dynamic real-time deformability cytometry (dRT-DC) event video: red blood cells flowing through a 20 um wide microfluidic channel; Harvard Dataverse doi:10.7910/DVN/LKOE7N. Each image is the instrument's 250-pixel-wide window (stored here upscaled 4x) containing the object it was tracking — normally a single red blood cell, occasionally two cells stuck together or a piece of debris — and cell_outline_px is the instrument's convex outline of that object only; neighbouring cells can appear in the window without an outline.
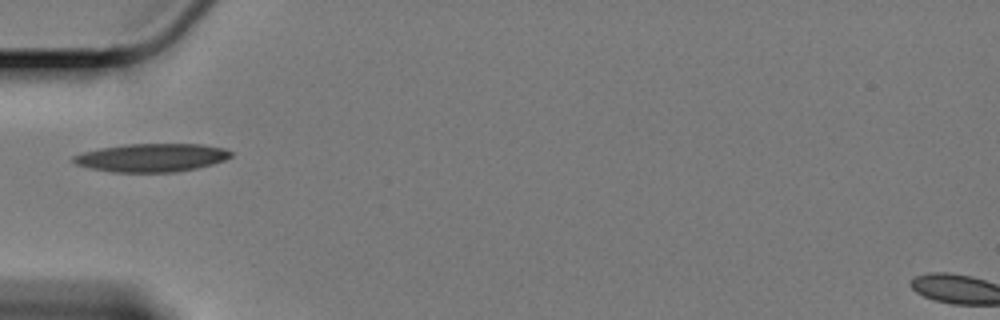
{"species": "Egyptian fruit bat (a non-hibernating species)", "species_latin": "Rousettus aegyptiacus", "temperature_condition": "cold", "stored_images_in_passage": 3, "camera_frame_rate_fps": 3000, "um_per_image_px": 0.085, "animal": {"sex": "female"}, "frame": {"image": 1, "passage_image": 1, "time_ms": 0.0, "image_size_px": [1000, 320], "cell_outline_px": [[232, 156], [224, 160], [212, 164], [196, 168], [176, 172], [112, 172], [92, 168], [76, 164], [72, 160], [72, 156], [80, 152], [100, 148], [124, 144], [200, 144], [224, 148], [232, 152]], "centroid_in_image_um": [12.87, 13.39], "position_along_channel_um": 72.1, "area_um2": 25.95}}